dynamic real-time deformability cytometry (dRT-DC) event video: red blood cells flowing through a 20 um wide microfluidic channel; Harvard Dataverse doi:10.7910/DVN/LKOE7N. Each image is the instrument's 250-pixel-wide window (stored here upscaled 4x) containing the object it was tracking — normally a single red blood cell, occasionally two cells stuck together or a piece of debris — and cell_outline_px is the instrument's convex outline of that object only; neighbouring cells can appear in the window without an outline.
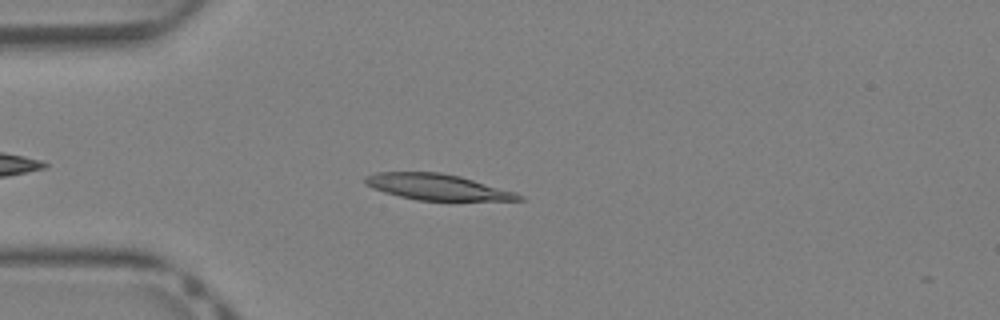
{"species": "Egyptian fruit bat (a non-hibernating species)", "species_latin": "Rousettus aegyptiacus", "temperature_condition": "warm", "stored_images_in_passage": 32, "camera_frame_rate_fps": 3000, "um_per_image_px": 0.085, "animal": {"sex": "female"}, "frame": {"image": 1, "passage_image": 5, "time_ms": 1.333, "image_size_px": [1000, 320], "cell_outline_px": [[524, 200], [416, 200], [384, 192], [372, 188], [364, 180], [364, 176], [376, 172], [440, 172], [460, 176], [516, 192], [524, 196]], "centroid_in_image_um": [37.16, 15.89], "position_along_channel_um": 47.8, "area_um2": 23.06}}
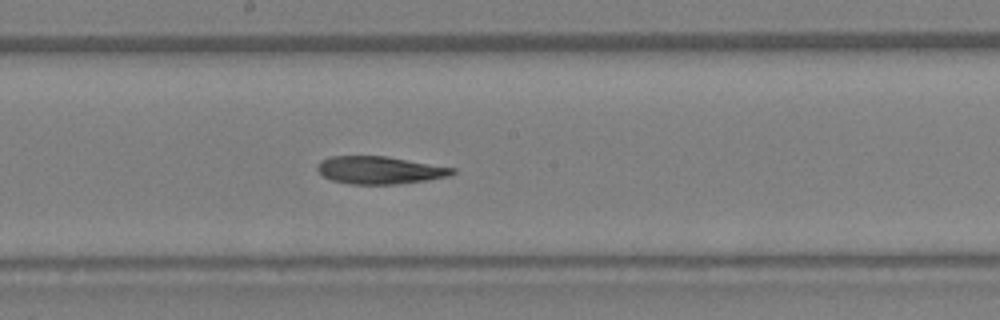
{"frame": {"image": 2, "passage_image": 16, "time_ms": 5.0, "image_size_px": [1000, 320], "cell_outline_px": [[456, 172], [448, 176], [424, 180], [396, 184], [352, 184], [332, 180], [324, 176], [316, 168], [316, 164], [320, 160], [328, 156], [388, 156], [456, 168]], "centroid_in_image_um": [32.25, 14.44], "position_along_channel_um": 216.0, "area_um2": 21.73}}
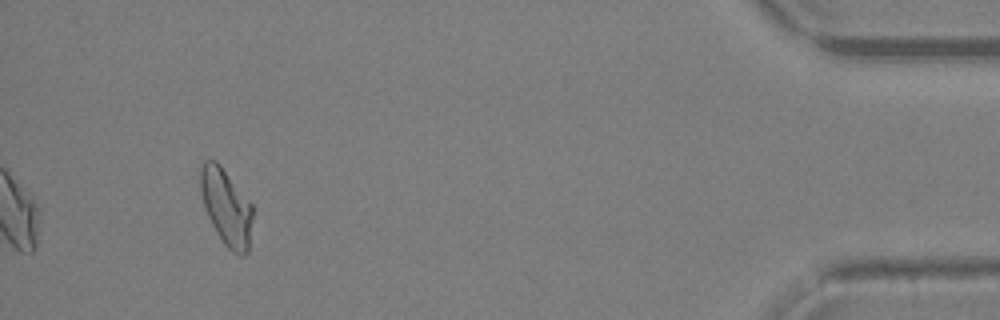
{"frame": {"image": 3, "passage_image": 32, "time_ms": 10.333, "image_size_px": [1000, 320], "cell_outline_px": [[252, 216], [248, 252], [244, 256], [240, 256], [232, 252], [224, 244], [216, 232], [208, 216], [204, 204], [200, 188], [200, 160], [216, 160], [220, 164], [252, 204]], "centroid_in_image_um": [19.22, 17.58], "position_along_channel_um": 416.0, "area_um2": 23.24}}